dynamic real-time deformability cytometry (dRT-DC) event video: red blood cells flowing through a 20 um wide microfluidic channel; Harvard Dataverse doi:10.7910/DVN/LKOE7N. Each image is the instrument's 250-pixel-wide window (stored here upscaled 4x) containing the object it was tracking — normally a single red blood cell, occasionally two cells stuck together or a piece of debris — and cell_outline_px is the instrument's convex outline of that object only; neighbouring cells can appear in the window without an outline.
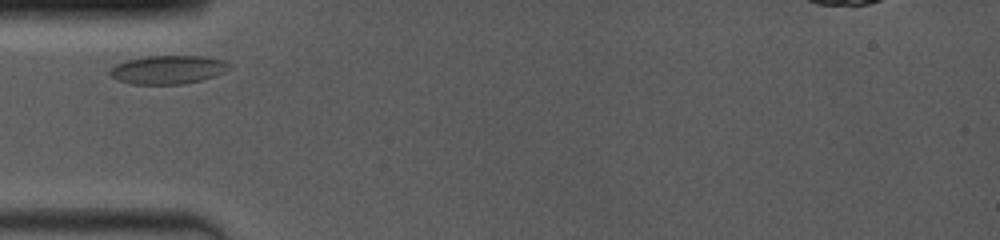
{"species": "common noctule bat (a hibernating species)", "species_latin": "Nyctalus noctula", "temperature_condition": "room temperature", "stored_images_in_passage": 40, "camera_frame_rate_fps": 4000, "um_per_image_px": 0.085, "animal": {"sex": "female", "body_mass_g": 19.0, "forearm_length_mm": 53.3}, "frame": {"image": 1, "passage_image": 1, "time_ms": 0.0, "image_size_px": [1000, 240], "cell_outline_px": [[232, 68], [224, 72], [200, 80], [180, 84], [132, 84], [120, 80], [112, 76], [108, 72], [116, 64], [128, 60], [148, 56], [204, 56], [228, 60], [232, 64]], "centroid_in_image_um": [14.35, 5.91], "position_along_channel_um": 70.6, "area_um2": 19.77}}
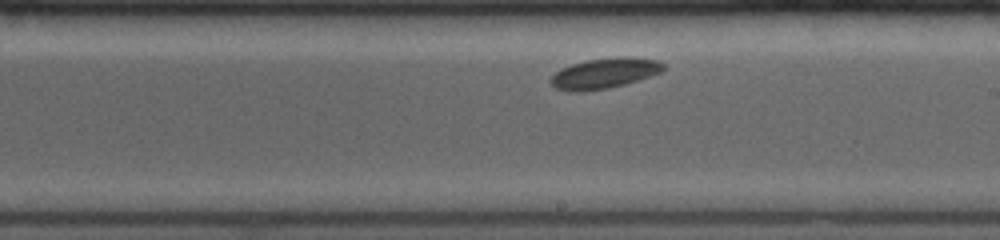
{"frame": {"image": 2, "passage_image": 24, "time_ms": 4.5, "image_size_px": [1000, 240], "cell_outline_px": [[664, 68], [660, 72], [624, 84], [608, 88], [584, 92], [568, 92], [556, 88], [548, 80], [560, 68], [572, 64], [588, 60], [624, 56], [660, 60], [664, 64]], "centroid_in_image_um": [51.34, 6.23], "position_along_channel_um": 237.7, "area_um2": 19.88}}
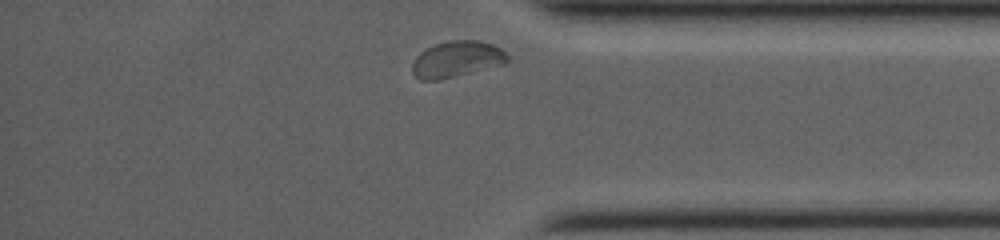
{"frame": {"image": 3, "passage_image": 40, "time_ms": 8.75, "image_size_px": [1000, 240], "cell_outline_px": [[508, 60], [504, 64], [440, 80], [420, 80], [412, 72], [412, 64], [416, 56], [420, 52], [436, 44], [448, 40], [480, 40], [492, 44], [500, 48], [508, 56]], "centroid_in_image_um": [38.81, 5.03], "position_along_channel_um": 396.4, "area_um2": 20.0}}